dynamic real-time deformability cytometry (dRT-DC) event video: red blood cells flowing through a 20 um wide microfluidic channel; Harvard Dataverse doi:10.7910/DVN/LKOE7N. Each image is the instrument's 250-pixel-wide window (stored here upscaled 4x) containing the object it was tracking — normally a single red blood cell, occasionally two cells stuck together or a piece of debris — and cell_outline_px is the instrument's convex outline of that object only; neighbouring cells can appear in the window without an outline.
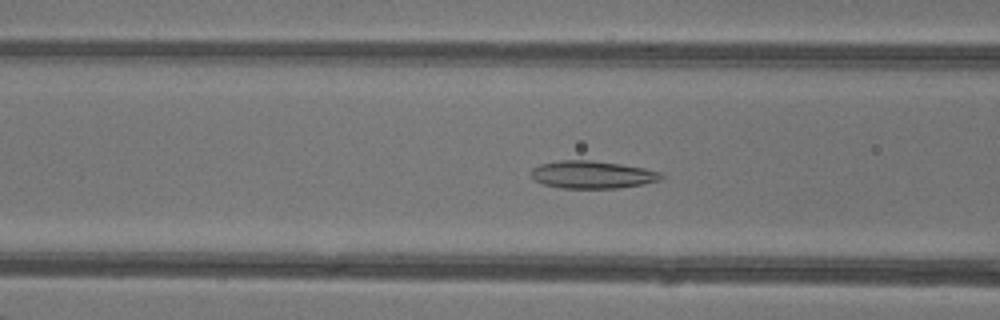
{"species": "common noctule bat (a hibernating species)", "species_latin": "Nyctalus noctula", "temperature_condition": "warm", "stored_images_in_passage": 47, "camera_frame_rate_fps": 3000, "um_per_image_px": 0.085, "animal": {"sex": "female"}, "frame": {"image": 1, "passage_image": 19, "time_ms": 6.0, "image_size_px": [1000, 320], "cell_outline_px": [[664, 176], [660, 180], [644, 184], [616, 188], [560, 188], [544, 184], [536, 180], [532, 176], [532, 168], [540, 164], [560, 160], [592, 160], [620, 164], [644, 168], [664, 172]], "centroid_in_image_um": [50.39, 14.84], "position_along_channel_um": 116.2, "area_um2": 20.92}}
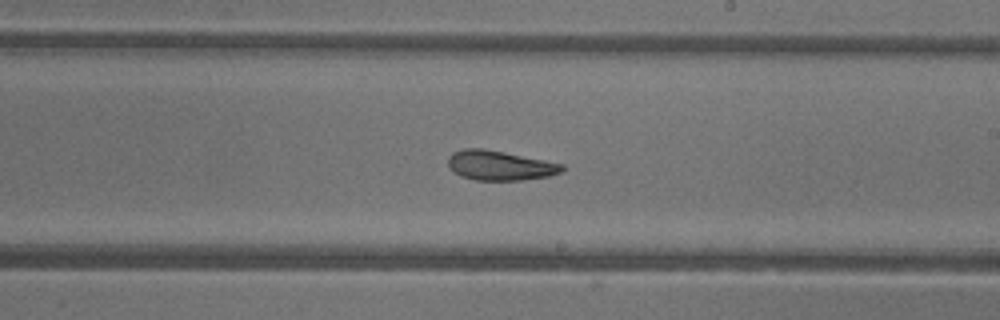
{"frame": {"image": 2, "passage_image": 28, "time_ms": 9.0, "image_size_px": [1000, 320], "cell_outline_px": [[564, 168], [560, 172], [548, 176], [520, 180], [476, 180], [460, 176], [452, 172], [448, 164], [448, 156], [452, 152], [464, 148], [484, 148], [564, 164]], "centroid_in_image_um": [42.43, 14.06], "position_along_channel_um": 246.6, "area_um2": 19.71}}
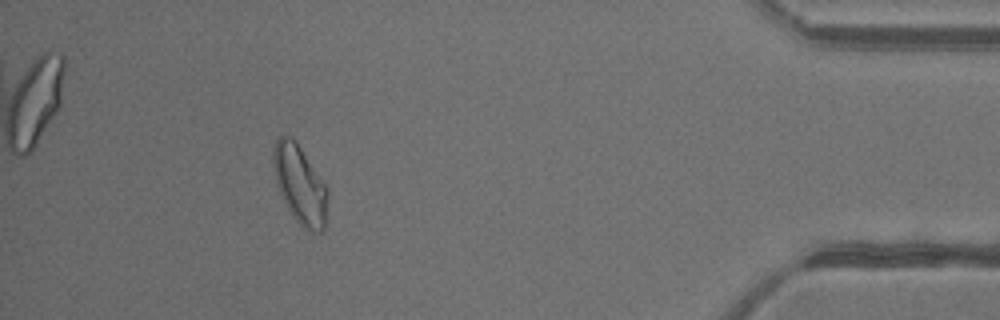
{"frame": {"image": 3, "passage_image": 43, "time_ms": 14.0, "image_size_px": [1000, 320], "cell_outline_px": [[328, 196], [324, 228], [320, 232], [312, 232], [304, 228], [296, 220], [288, 208], [276, 184], [272, 160], [272, 152], [276, 140], [280, 136], [292, 136], [296, 140], [328, 188]], "centroid_in_image_um": [25.49, 15.65], "position_along_channel_um": 409.7, "area_um2": 24.85}, "authors_computed_cell_mechanics": {"area_um2": 22.3108, "velocity_mm_per_s": 4.341, "shape_relaxation_time_tau1_ms": 8.5478, "shape_relaxation_time_tau2_ms": 2.5061, "deformation_change_tau1": 0.2046, "deformation_change_tau2": 0.0882}}